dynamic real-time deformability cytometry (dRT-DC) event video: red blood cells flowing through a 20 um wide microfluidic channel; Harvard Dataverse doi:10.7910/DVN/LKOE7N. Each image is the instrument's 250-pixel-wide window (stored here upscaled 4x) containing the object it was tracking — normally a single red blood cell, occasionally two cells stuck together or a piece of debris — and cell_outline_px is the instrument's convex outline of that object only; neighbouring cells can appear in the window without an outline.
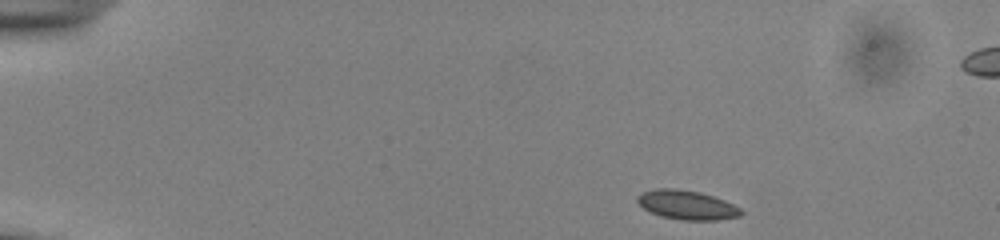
{"species": "common noctule bat (a hibernating species)", "species_latin": "Nyctalus noctula", "temperature_condition": "cold", "stored_images_in_passage": 46, "camera_frame_rate_fps": 3000, "um_per_image_px": 0.085, "animal": {"sex": "male", "body_mass_g": 13.0, "forearm_length_mm": 53.1}, "frame": {"image": 1, "passage_image": 1, "time_ms": 0.0, "image_size_px": [1000, 240], "cell_outline_px": [[744, 212], [740, 216], [716, 220], [684, 220], [660, 216], [644, 208], [636, 200], [636, 196], [644, 192], [656, 188], [672, 188], [700, 192], [724, 200], [740, 208]], "centroid_in_image_um": [58.39, 17.42], "position_along_channel_um": 26.6, "area_um2": 17.46}}
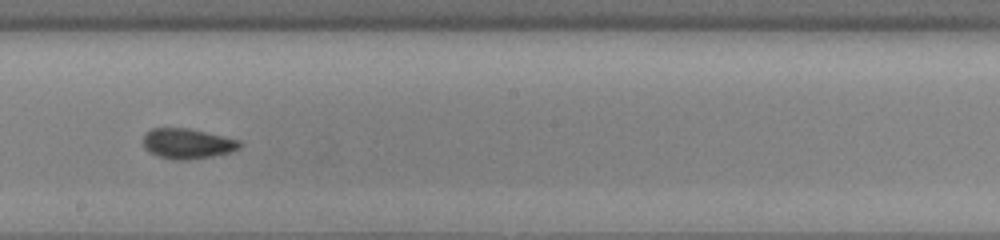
{"frame": {"image": 2, "passage_image": 24, "time_ms": 7.667, "image_size_px": [1000, 240], "cell_outline_px": [[240, 148], [232, 152], [212, 156], [188, 160], [172, 160], [156, 156], [148, 152], [144, 148], [144, 132], [152, 128], [188, 128], [224, 136], [240, 140]], "centroid_in_image_um": [15.9, 12.21], "position_along_channel_um": 232.3, "area_um2": 17.22}}
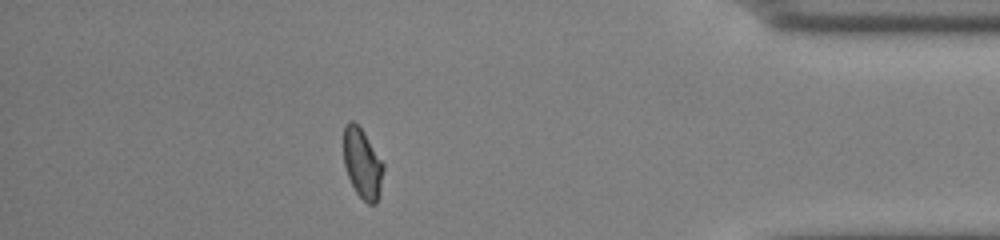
{"frame": {"image": 3, "passage_image": 40, "time_ms": 13.0, "image_size_px": [1000, 240], "cell_outline_px": [[384, 168], [380, 196], [376, 204], [368, 204], [356, 192], [348, 176], [344, 164], [344, 124], [348, 120], [352, 120], [360, 128], [384, 164]], "centroid_in_image_um": [30.81, 13.92], "position_along_channel_um": 404.4, "area_um2": 16.07}, "authors_computed_cell_mechanics": {"area_um2": 16.7909, "velocity_mm_per_s": 3.8723, "shape_relaxation_time_tau1_ms": 3.0162, "shape_relaxation_time_tau2_ms": 1.0334, "deformation_change_tau1": 0.0896, "deformation_change_tau2": 0.0434}}